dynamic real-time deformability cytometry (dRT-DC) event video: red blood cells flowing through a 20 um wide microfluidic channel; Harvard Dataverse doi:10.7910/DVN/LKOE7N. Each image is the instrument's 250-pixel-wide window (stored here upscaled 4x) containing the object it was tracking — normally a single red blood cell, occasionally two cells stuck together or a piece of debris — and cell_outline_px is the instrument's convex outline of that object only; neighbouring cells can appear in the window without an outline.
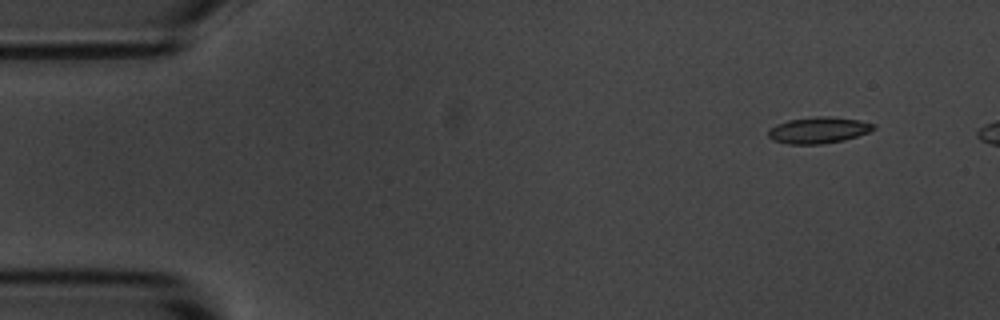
{"species": "common noctule bat (a hibernating species)", "species_latin": "Nyctalus noctula", "temperature_condition": "room temperature", "stored_images_in_passage": 8, "camera_frame_rate_fps": 3000, "um_per_image_px": 0.085, "animal": {"sex": "male", "body_mass_g": 20.1, "forearm_length_mm": 53.5}, "frame": {"image": 1, "passage_image": 2, "time_ms": 1.333, "image_size_px": [1000, 320], "cell_outline_px": [[876, 128], [868, 132], [844, 140], [820, 144], [788, 144], [772, 140], [768, 136], [768, 128], [776, 124], [788, 120], [816, 116], [828, 116], [860, 120], [876, 124]], "centroid_in_image_um": [69.55, 11.06], "position_along_channel_um": 15.4, "area_um2": 16.24}}
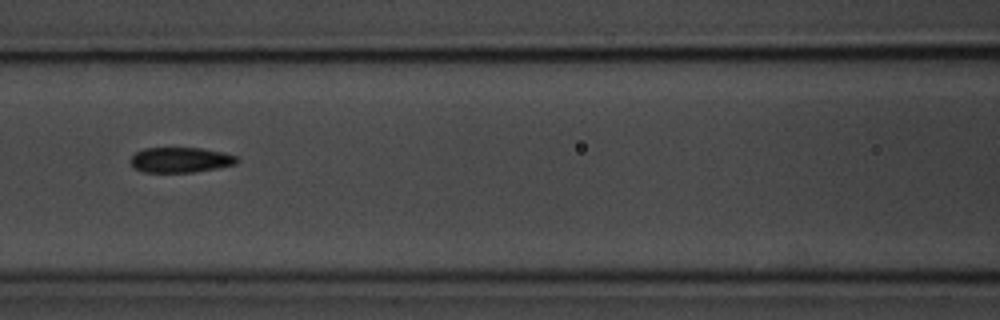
{"frame": {"image": 2, "passage_image": 7, "time_ms": 7.667, "image_size_px": [1000, 320], "cell_outline_px": [[240, 160], [236, 164], [216, 168], [192, 172], [144, 172], [136, 168], [132, 164], [132, 156], [136, 152], [144, 148], [200, 148], [224, 152], [236, 156]], "centroid_in_image_um": [15.38, 13.58], "position_along_channel_um": 151.2, "area_um2": 15.49}}
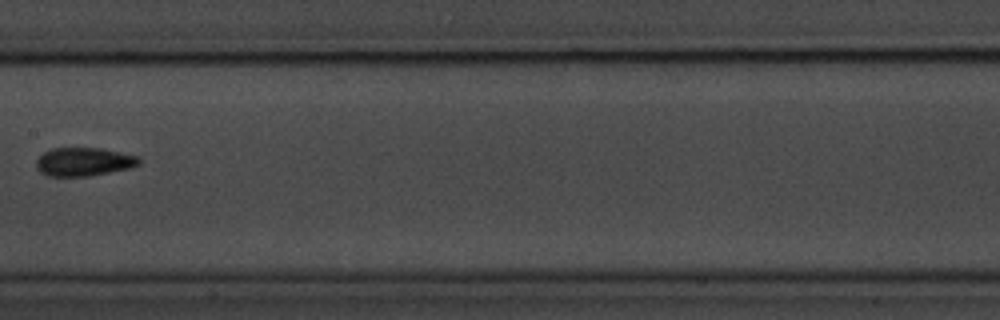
{"frame": {"image": 3, "passage_image": 8, "time_ms": 9.0, "image_size_px": [1000, 320], "cell_outline_px": [[140, 164], [132, 168], [88, 176], [48, 176], [40, 172], [36, 168], [36, 160], [44, 152], [52, 148], [100, 148], [120, 152], [136, 156], [140, 160]], "centroid_in_image_um": [7.11, 13.75], "position_along_channel_um": 200.3, "area_um2": 17.05}}